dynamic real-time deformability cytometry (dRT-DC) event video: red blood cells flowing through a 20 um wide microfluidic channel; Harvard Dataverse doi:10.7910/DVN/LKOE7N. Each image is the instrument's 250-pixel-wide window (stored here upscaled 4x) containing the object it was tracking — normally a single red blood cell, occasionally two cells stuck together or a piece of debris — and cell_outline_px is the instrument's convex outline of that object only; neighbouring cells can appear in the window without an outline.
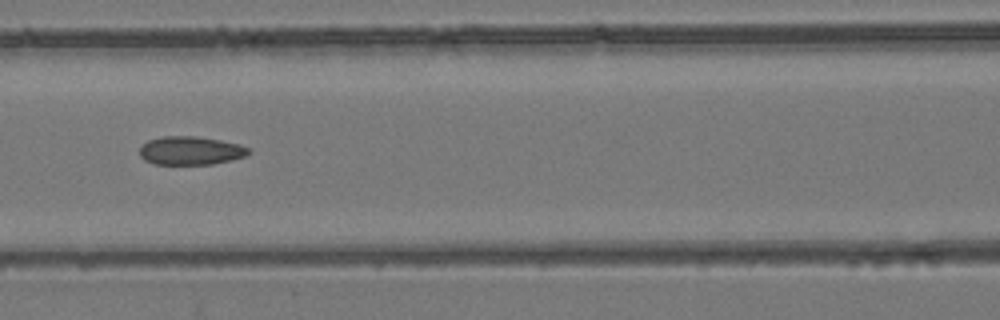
{"species": "common noctule bat (a hibernating species)", "species_latin": "Nyctalus noctula", "temperature_condition": "room temperature", "stored_images_in_passage": 7, "camera_frame_rate_fps": 3000, "um_per_image_px": 0.085, "animal": {"sex": "female", "body_mass_g": 24.6, "forearm_length_mm": 56.2}, "frame": {"image": 1, "passage_image": 7, "time_ms": 2.0, "image_size_px": [1000, 320], "cell_outline_px": [[252, 152], [244, 156], [212, 164], [156, 164], [144, 160], [140, 156], [140, 148], [148, 140], [160, 136], [196, 136], [220, 140], [240, 144], [248, 148]], "centroid_in_image_um": [16.18, 12.79], "position_along_channel_um": 150.4, "area_um2": 17.98}}